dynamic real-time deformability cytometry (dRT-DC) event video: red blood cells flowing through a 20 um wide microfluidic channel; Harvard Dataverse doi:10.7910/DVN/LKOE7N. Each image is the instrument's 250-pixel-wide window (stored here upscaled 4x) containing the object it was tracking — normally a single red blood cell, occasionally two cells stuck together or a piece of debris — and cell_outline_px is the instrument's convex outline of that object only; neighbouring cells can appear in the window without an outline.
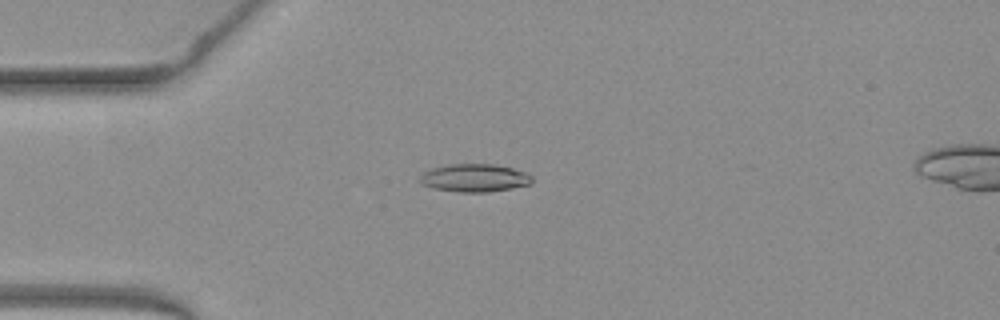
{"species": "common noctule bat (a hibernating species)", "species_latin": "Nyctalus noctula", "temperature_condition": "warm", "stored_images_in_passage": 47, "camera_frame_rate_fps": 3000, "um_per_image_px": 0.085, "animal": {"sex": "female", "body_mass_g": 19.3, "forearm_length_mm": 54.1}, "frame": {"image": 1, "passage_image": 13, "time_ms": 4.0, "image_size_px": [1000, 320], "cell_outline_px": [[532, 184], [512, 188], [488, 192], [460, 192], [432, 188], [420, 184], [420, 176], [424, 172], [432, 168], [448, 164], [492, 164], [512, 168], [524, 172], [532, 176]], "centroid_in_image_um": [40.32, 15.13], "position_along_channel_um": 44.7, "area_um2": 18.26}}
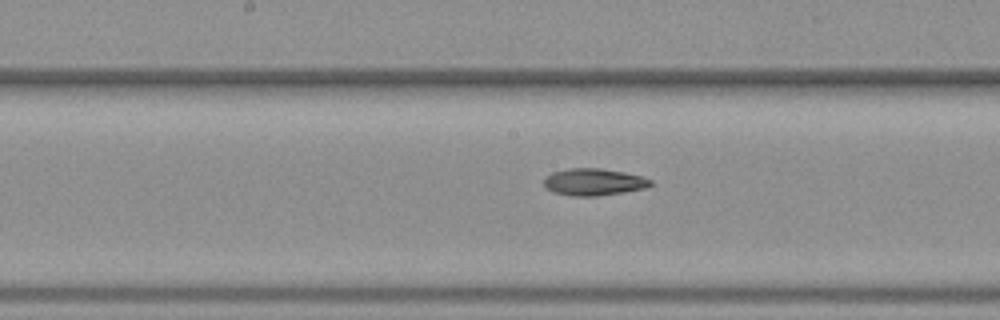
{"frame": {"image": 2, "passage_image": 26, "time_ms": 8.333, "image_size_px": [1000, 320], "cell_outline_px": [[652, 184], [644, 188], [596, 196], [572, 196], [552, 192], [544, 184], [544, 180], [552, 172], [568, 168], [600, 168], [624, 172], [640, 176], [652, 180]], "centroid_in_image_um": [50.44, 15.46], "position_along_channel_um": 197.8, "area_um2": 16.53}}
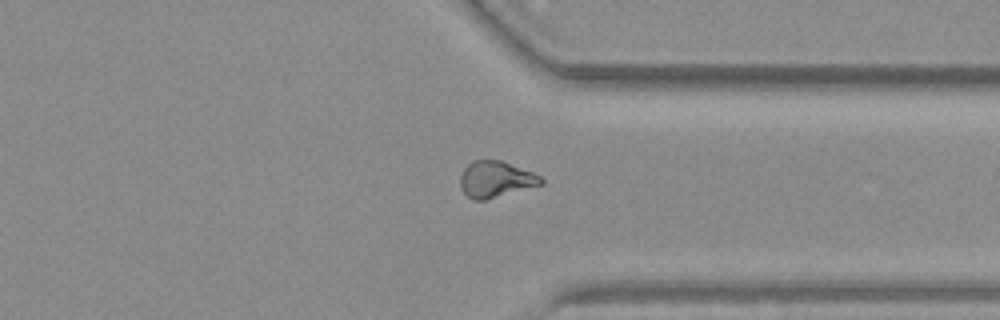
{"frame": {"image": 3, "passage_image": 39, "time_ms": 12.667, "image_size_px": [1000, 320], "cell_outline_px": [[544, 184], [484, 200], [472, 200], [460, 188], [460, 176], [464, 168], [472, 160], [500, 160], [532, 172], [540, 176], [544, 180]], "centroid_in_image_um": [42.12, 15.24], "position_along_channel_um": 369.3, "area_um2": 16.99}, "authors_computed_cell_mechanics": {"area_um2": 17.2244, "velocity_mm_per_s": 3.9995, "shape_relaxation_time_tau1_ms": 8.1294, "shape_relaxation_time_tau2_ms": 11.2562, "deformation_change_tau1": 0.2047, "deformation_change_tau2": 0.2286}}